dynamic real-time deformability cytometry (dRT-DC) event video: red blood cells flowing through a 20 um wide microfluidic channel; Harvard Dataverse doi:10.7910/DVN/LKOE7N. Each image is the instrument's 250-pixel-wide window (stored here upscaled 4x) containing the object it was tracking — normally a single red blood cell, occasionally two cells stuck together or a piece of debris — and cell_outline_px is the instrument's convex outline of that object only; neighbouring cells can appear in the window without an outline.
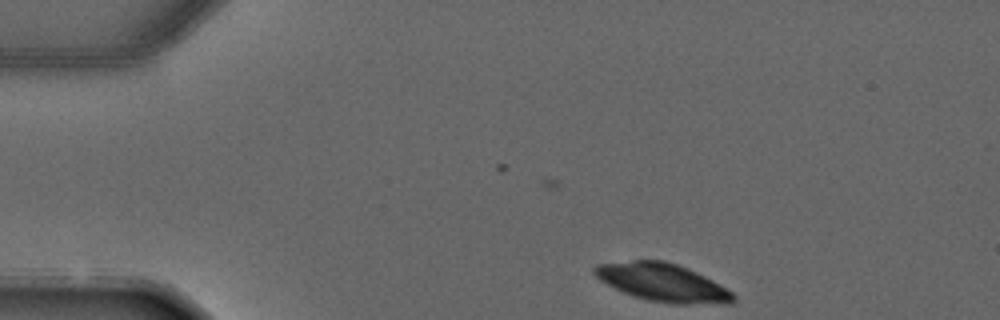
{"species": "common noctule bat (a hibernating species)", "species_latin": "Nyctalus noctula", "temperature_condition": "warm", "stored_images_in_passage": 3, "camera_frame_rate_fps": 3000, "um_per_image_px": 0.085, "animal": {"sex": "male", "forearm_length_mm": 52.5}, "frame": {"image": 1, "passage_image": 2, "time_ms": 1.333, "image_size_px": [1000, 320], "cell_outline_px": [[736, 300], [732, 304], [672, 304], [648, 300], [632, 296], [600, 280], [592, 272], [592, 268], [596, 264], [632, 260], [664, 260], [676, 264], [696, 272], [720, 284], [732, 292], [736, 296]], "centroid_in_image_um": [56.34, 24.02], "position_along_channel_um": 28.7, "area_um2": 30.81}}